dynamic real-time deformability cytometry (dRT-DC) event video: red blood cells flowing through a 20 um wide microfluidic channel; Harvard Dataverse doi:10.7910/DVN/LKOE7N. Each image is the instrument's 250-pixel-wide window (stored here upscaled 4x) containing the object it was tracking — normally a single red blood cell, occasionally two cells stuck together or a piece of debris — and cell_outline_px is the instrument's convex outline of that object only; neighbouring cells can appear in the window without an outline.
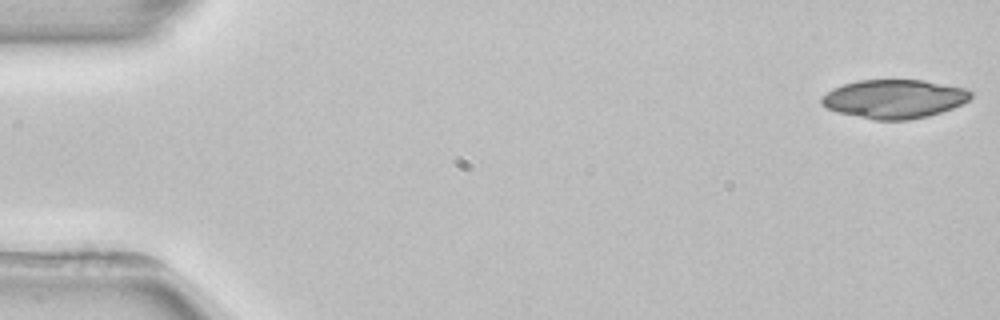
{"species": "common noctule bat (a hibernating species)", "species_latin": "Nyctalus noctula", "temperature_condition": "room temperature", "stored_images_in_passage": 5, "camera_frame_rate_fps": 3000, "um_per_image_px": 0.085, "animal": {"sex": "female", "body_mass_g": 22.7, "forearm_length_mm": 54.2}, "frame": {"image": 1, "passage_image": 1, "time_ms": 0.0, "image_size_px": [1000, 320], "cell_outline_px": [[972, 96], [968, 100], [952, 108], [928, 116], [908, 120], [876, 120], [836, 112], [824, 108], [820, 104], [820, 96], [832, 88], [856, 80], [924, 80], [964, 88], [972, 92]], "centroid_in_image_um": [75.94, 8.4], "position_along_channel_um": 9.1, "area_um2": 33.87}}